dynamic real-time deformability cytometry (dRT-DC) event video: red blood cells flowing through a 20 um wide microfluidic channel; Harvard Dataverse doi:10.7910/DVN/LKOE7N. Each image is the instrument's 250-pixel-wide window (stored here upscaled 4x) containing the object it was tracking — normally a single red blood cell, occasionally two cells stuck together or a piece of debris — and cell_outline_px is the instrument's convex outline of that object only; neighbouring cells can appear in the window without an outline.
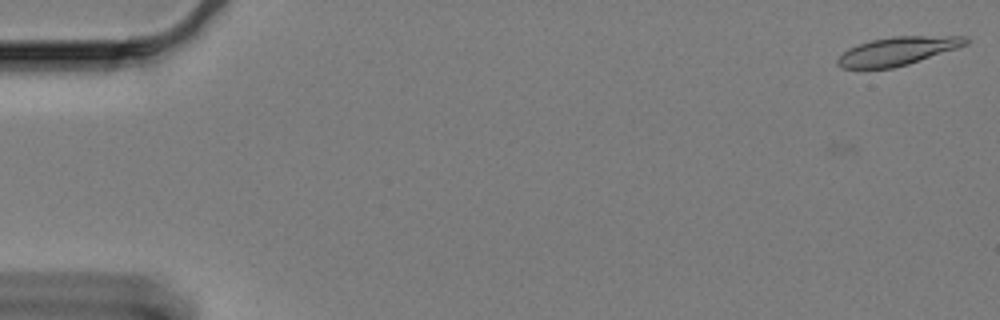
{"species": "Egyptian fruit bat (a non-hibernating species)", "species_latin": "Rousettus aegyptiacus", "temperature_condition": "cold", "stored_images_in_passage": 8, "camera_frame_rate_fps": 3000, "um_per_image_px": 0.085, "animal": {"sex": "female"}, "frame": {"image": 1, "passage_image": 1, "time_ms": 0.0, "image_size_px": [1000, 320], "cell_outline_px": [[968, 44], [908, 64], [892, 68], [840, 68], [836, 64], [836, 60], [848, 48], [872, 40], [892, 36], [968, 36]], "centroid_in_image_um": [76.28, 4.34], "position_along_channel_um": 8.7, "area_um2": 20.92}}